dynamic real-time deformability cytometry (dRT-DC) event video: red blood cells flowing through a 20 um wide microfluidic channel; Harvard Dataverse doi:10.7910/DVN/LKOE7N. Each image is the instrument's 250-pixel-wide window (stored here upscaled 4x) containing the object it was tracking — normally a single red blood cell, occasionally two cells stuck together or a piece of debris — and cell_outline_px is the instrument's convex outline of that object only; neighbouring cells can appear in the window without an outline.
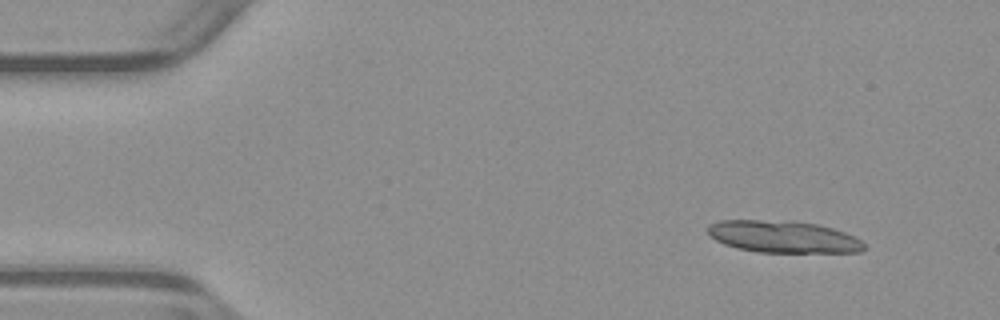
{"species": "common noctule bat (a hibernating species)", "species_latin": "Nyctalus noctula", "temperature_condition": "warm", "stored_images_in_passage": 14, "camera_frame_rate_fps": 3000, "um_per_image_px": 0.085, "animal": {"sex": "male", "body_mass_g": 23.1, "forearm_length_mm": 52.7}, "frame": {"image": 1, "passage_image": 4, "time_ms": 1.0, "image_size_px": [1000, 320], "cell_outline_px": [[868, 248], [860, 252], [756, 252], [736, 248], [724, 244], [716, 240], [708, 232], [708, 224], [720, 220], [792, 220], [816, 224], [832, 228], [844, 232], [860, 240]], "centroid_in_image_um": [66.56, 20.12], "position_along_channel_um": 18.4, "area_um2": 29.25}}